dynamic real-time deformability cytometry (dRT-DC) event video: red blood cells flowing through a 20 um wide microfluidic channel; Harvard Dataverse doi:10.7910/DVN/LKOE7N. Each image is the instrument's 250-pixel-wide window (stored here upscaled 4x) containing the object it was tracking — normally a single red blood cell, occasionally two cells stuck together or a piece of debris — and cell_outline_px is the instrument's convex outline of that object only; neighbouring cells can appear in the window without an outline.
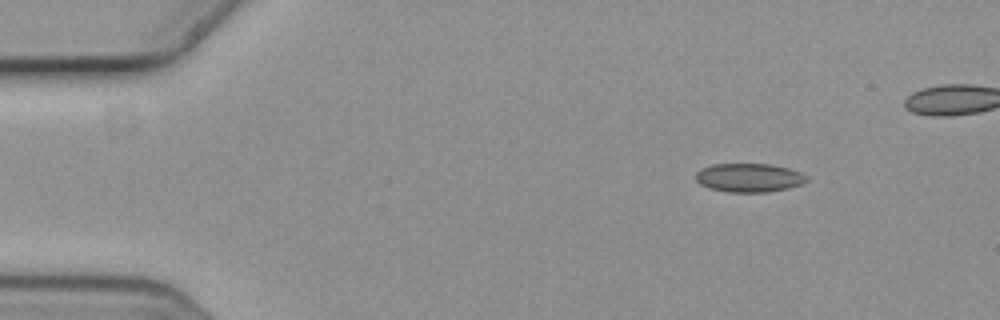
{"species": "common noctule bat (a hibernating species)", "species_latin": "Nyctalus noctula", "temperature_condition": "cold", "stored_images_in_passage": 4, "camera_frame_rate_fps": 3000, "um_per_image_px": 0.085, "animal": {"sex": "female", "body_mass_g": 19.3, "forearm_length_mm": 54.1}, "frame": {"image": 1, "passage_image": 1, "time_ms": 0.0, "image_size_px": [1000, 320], "cell_outline_px": [[808, 180], [800, 184], [788, 188], [768, 192], [728, 192], [712, 188], [700, 184], [696, 180], [696, 172], [712, 164], [768, 164], [788, 168], [800, 172], [808, 176]], "centroid_in_image_um": [63.69, 15.1], "position_along_channel_um": 21.3, "area_um2": 18.38}}